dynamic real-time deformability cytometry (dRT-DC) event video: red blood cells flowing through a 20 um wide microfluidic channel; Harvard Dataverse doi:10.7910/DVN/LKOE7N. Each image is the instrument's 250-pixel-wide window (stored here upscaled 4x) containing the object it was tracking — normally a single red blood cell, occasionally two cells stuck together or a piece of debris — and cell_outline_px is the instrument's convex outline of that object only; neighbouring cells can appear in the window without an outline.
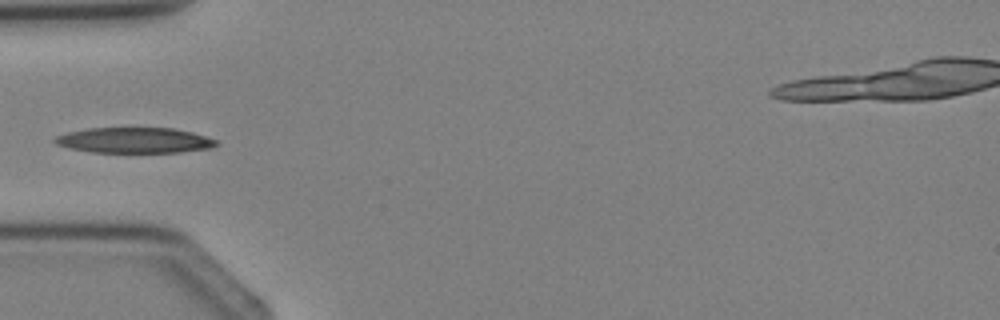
{"species": "Egyptian fruit bat (a non-hibernating species)", "species_latin": "Rousettus aegyptiacus", "temperature_condition": "cold", "stored_images_in_passage": 4, "camera_frame_rate_fps": 3000, "um_per_image_px": 0.085, "animal": {"sex": "female"}, "frame": {"image": 1, "passage_image": 4, "time_ms": 3.333, "image_size_px": [1000, 320], "cell_outline_px": [[220, 144], [212, 148], [180, 152], [92, 152], [68, 148], [56, 144], [52, 140], [56, 136], [68, 132], [88, 128], [172, 128], [192, 132], [216, 140]], "centroid_in_image_um": [11.42, 11.93], "position_along_channel_um": 73.6, "area_um2": 23.99}}